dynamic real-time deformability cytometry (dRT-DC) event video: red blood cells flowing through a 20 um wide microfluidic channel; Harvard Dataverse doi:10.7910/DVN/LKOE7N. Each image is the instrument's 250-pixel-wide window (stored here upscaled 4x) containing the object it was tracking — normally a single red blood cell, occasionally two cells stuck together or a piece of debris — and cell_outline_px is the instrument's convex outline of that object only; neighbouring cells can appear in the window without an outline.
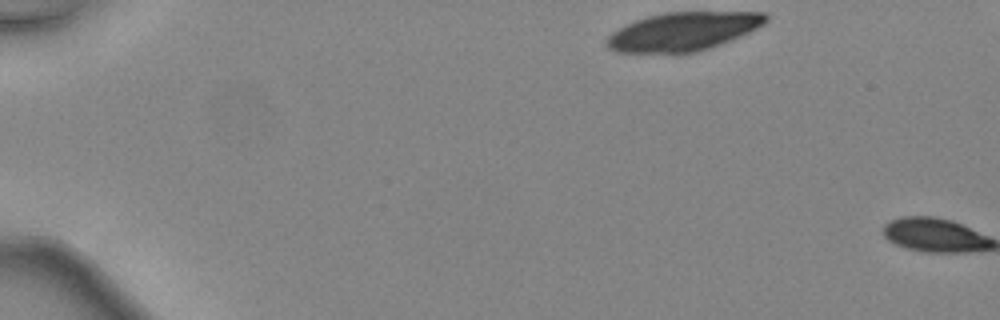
{"species": "common noctule bat (a hibernating species)", "species_latin": "Nyctalus noctula", "temperature_condition": "warm", "stored_images_in_passage": 2, "camera_frame_rate_fps": 3000, "um_per_image_px": 0.085, "animal": {"sex": "female", "body_mass_g": 24.6, "forearm_length_mm": 56.2}, "frame": {"image": 1, "passage_image": 1, "time_ms": 0.0, "image_size_px": [1000, 320], "cell_outline_px": [[768, 20], [764, 24], [740, 36], [720, 44], [696, 52], [616, 52], [608, 48], [604, 44], [604, 40], [612, 32], [636, 20], [648, 16], [664, 12], [764, 12], [768, 16]], "centroid_in_image_um": [58.05, 2.66], "position_along_channel_um": 27.0, "area_um2": 35.37}}